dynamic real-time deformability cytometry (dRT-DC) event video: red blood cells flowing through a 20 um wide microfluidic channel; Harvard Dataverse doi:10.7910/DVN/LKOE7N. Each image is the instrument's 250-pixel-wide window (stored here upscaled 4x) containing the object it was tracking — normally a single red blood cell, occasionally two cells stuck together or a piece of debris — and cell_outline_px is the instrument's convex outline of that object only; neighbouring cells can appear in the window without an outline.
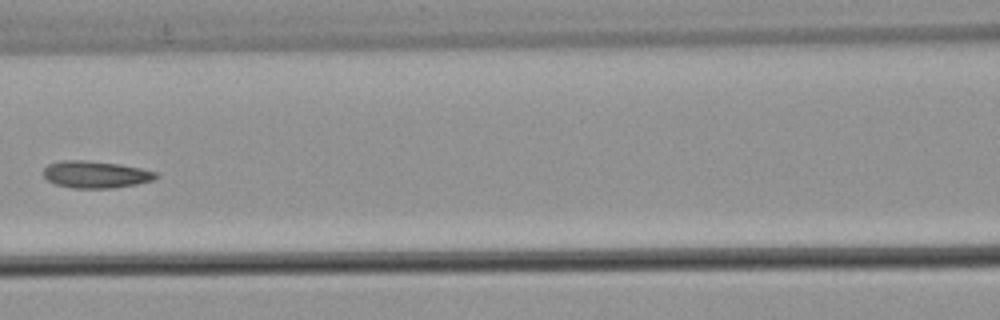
{"species": "common noctule bat (a hibernating species)", "species_latin": "Nyctalus noctula", "temperature_condition": "warm", "stored_images_in_passage": 8, "camera_frame_rate_fps": 3000, "um_per_image_px": 0.085, "animal": {"sex": "male", "body_mass_g": 21.5, "forearm_length_mm": 52.0}, "frame": {"image": 1, "passage_image": 8, "time_ms": 2.333, "image_size_px": [1000, 320], "cell_outline_px": [[160, 176], [152, 180], [136, 184], [112, 188], [72, 188], [56, 184], [48, 180], [44, 176], [44, 168], [48, 164], [64, 160], [80, 160], [120, 164], [140, 168], [156, 172]], "centroid_in_image_um": [8.14, 14.83], "position_along_channel_um": 158.5, "area_um2": 17.57}}